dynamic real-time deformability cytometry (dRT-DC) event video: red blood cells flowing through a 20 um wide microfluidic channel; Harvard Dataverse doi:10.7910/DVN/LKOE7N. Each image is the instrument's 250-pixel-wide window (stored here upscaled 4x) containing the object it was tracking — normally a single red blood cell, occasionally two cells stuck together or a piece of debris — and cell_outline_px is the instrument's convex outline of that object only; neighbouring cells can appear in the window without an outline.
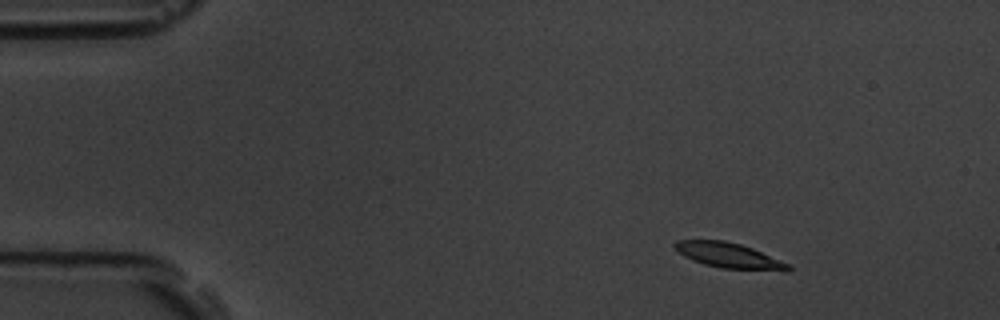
{"species": "common noctule bat (a hibernating species)", "species_latin": "Nyctalus noctula", "temperature_condition": "room temperature", "stored_images_in_passage": 5, "camera_frame_rate_fps": 3000, "um_per_image_px": 0.085, "animal": {"sex": "male", "body_mass_g": 19.5, "forearm_length_mm": 54.6}, "frame": {"image": 1, "passage_image": 2, "time_ms": 1.0, "image_size_px": [1000, 320], "cell_outline_px": [[792, 268], [788, 272], [784, 272], [720, 268], [704, 264], [692, 260], [684, 256], [672, 244], [676, 240], [724, 240], [740, 244], [752, 248], [788, 264]], "centroid_in_image_um": [61.98, 21.73], "position_along_channel_um": 23.0, "area_um2": 16.76}}
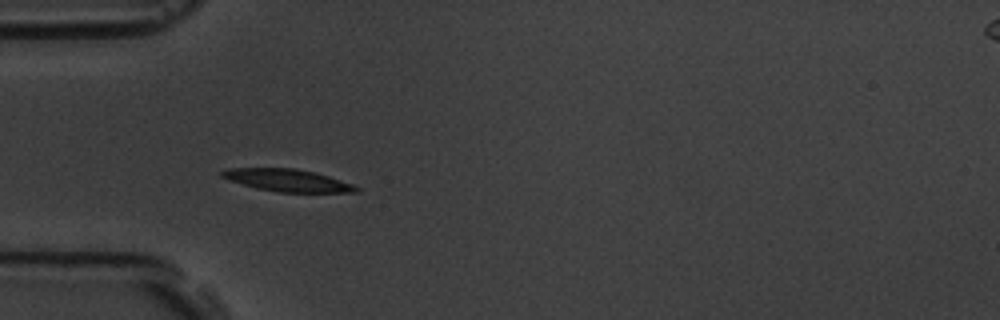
{"frame": {"image": 2, "passage_image": 4, "time_ms": 4.333, "image_size_px": [1000, 320], "cell_outline_px": [[360, 192], [280, 192], [256, 188], [228, 180], [220, 176], [220, 172], [228, 168], [296, 168], [316, 172], [352, 184], [360, 188]], "centroid_in_image_um": [24.42, 15.32], "position_along_channel_um": 60.6, "area_um2": 17.46}}
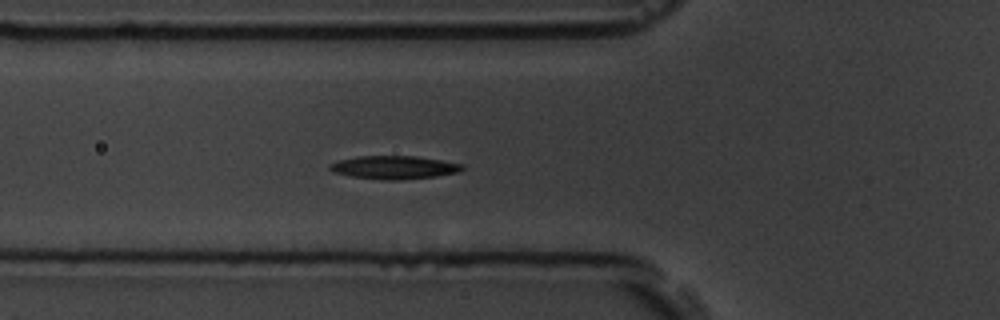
{"frame": {"image": 3, "passage_image": 5, "time_ms": 5.333, "image_size_px": [1000, 320], "cell_outline_px": [[464, 168], [460, 172], [436, 176], [400, 180], [380, 180], [352, 176], [332, 172], [328, 168], [328, 164], [340, 160], [360, 156], [416, 156], [464, 164]], "centroid_in_image_um": [33.5, 14.23], "position_along_channel_um": 92.3, "area_um2": 17.98}}